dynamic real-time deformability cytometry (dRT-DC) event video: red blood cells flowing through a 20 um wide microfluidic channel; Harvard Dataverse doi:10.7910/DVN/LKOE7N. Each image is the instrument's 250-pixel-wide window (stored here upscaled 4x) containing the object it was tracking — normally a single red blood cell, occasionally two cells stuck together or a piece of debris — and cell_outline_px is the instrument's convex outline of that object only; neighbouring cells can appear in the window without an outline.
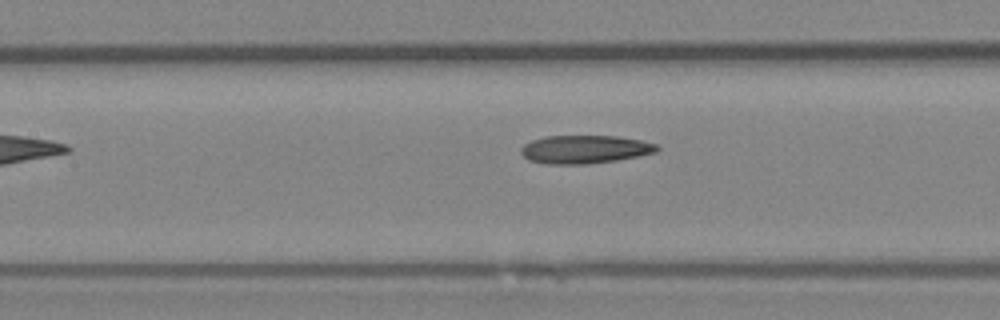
{"species": "Egyptian fruit bat (a non-hibernating species)", "species_latin": "Rousettus aegyptiacus", "temperature_condition": "room temperature", "stored_images_in_passage": 8, "camera_frame_rate_fps": 3000, "um_per_image_px": 0.085, "animal": {"sex": "female"}, "frame": {"image": 1, "passage_image": 7, "time_ms": 7.0, "image_size_px": [1000, 320], "cell_outline_px": [[660, 148], [656, 152], [616, 160], [584, 164], [548, 164], [528, 160], [520, 152], [520, 148], [524, 144], [532, 140], [544, 136], [616, 136], [640, 140], [656, 144]], "centroid_in_image_um": [49.67, 12.69], "position_along_channel_um": 157.7, "area_um2": 22.25}}
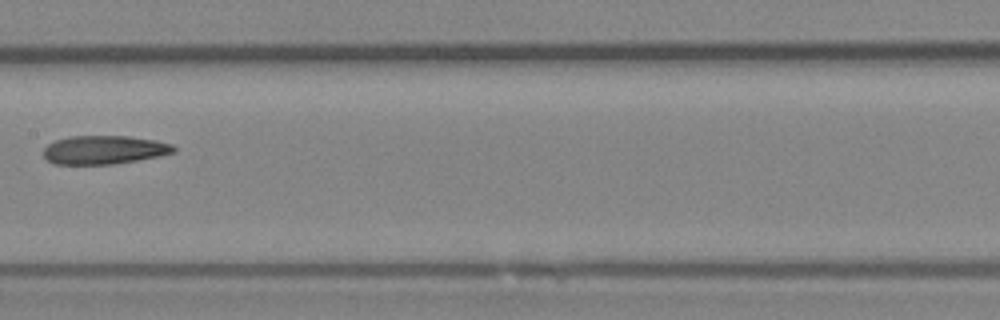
{"frame": {"image": 2, "passage_image": 8, "time_ms": 8.0, "image_size_px": [1000, 320], "cell_outline_px": [[176, 152], [160, 156], [112, 164], [52, 164], [44, 156], [44, 148], [48, 144], [56, 140], [68, 136], [128, 136], [156, 140], [172, 144], [176, 148]], "centroid_in_image_um": [8.86, 12.73], "position_along_channel_um": 198.5, "area_um2": 21.73}}